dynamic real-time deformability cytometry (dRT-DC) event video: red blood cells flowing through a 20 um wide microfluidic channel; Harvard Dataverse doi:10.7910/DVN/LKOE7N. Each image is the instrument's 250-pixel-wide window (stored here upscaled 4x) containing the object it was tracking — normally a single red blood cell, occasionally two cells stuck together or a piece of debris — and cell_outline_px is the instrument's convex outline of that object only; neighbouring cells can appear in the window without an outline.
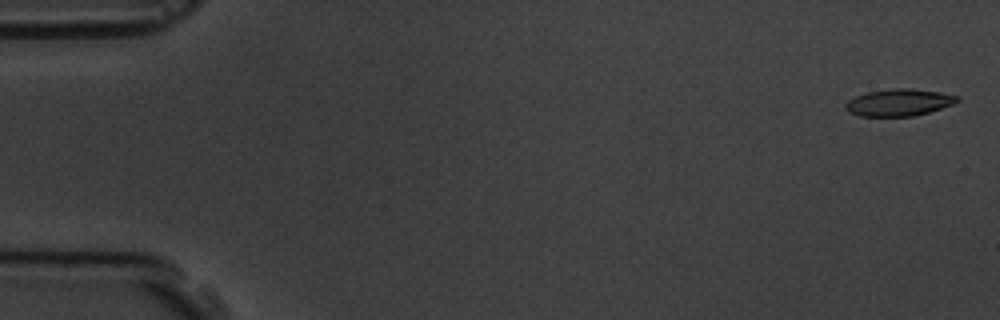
{"species": "common noctule bat (a hibernating species)", "species_latin": "Nyctalus noctula", "temperature_condition": "room temperature", "stored_images_in_passage": 6, "camera_frame_rate_fps": 3000, "um_per_image_px": 0.085, "animal": {"sex": "male", "body_mass_g": 19.5, "forearm_length_mm": 54.6}, "frame": {"image": 1, "passage_image": 1, "time_ms": 0.0, "image_size_px": [1000, 320], "cell_outline_px": [[960, 100], [952, 104], [928, 112], [912, 116], [860, 116], [848, 112], [844, 108], [844, 104], [848, 100], [856, 96], [868, 92], [892, 88], [912, 88], [940, 92], [960, 96]], "centroid_in_image_um": [76.39, 8.7], "position_along_channel_um": 8.6, "area_um2": 17.57}}
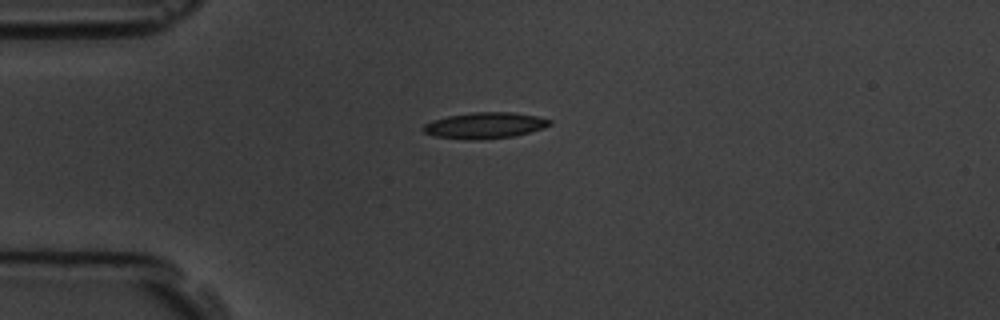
{"frame": {"image": 2, "passage_image": 4, "time_ms": 4.333, "image_size_px": [1000, 320], "cell_outline_px": [[552, 124], [544, 128], [512, 136], [476, 140], [436, 136], [424, 132], [420, 128], [424, 124], [432, 120], [448, 116], [472, 112], [512, 112], [536, 116], [552, 120]], "centroid_in_image_um": [41.2, 10.65], "position_along_channel_um": 43.8, "area_um2": 19.07}}
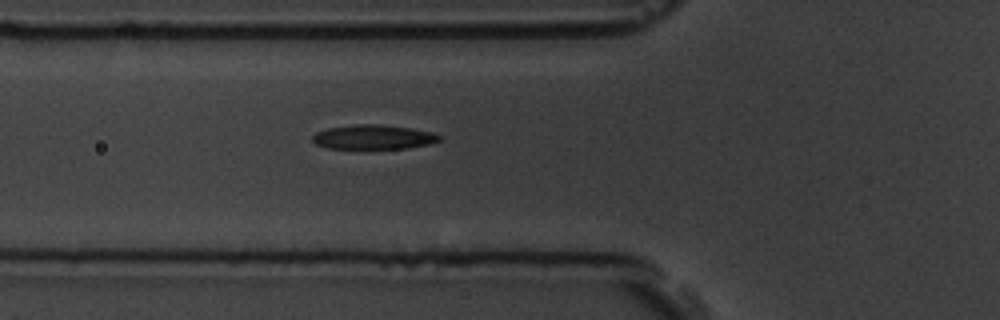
{"frame": {"image": 3, "passage_image": 6, "time_ms": 6.333, "image_size_px": [1000, 320], "cell_outline_px": [[440, 140], [432, 144], [408, 148], [328, 148], [316, 144], [312, 140], [312, 136], [316, 132], [328, 128], [356, 124], [376, 124], [412, 128], [432, 132], [440, 136]], "centroid_in_image_um": [31.76, 11.65], "position_along_channel_um": 94.0, "area_um2": 17.98}}